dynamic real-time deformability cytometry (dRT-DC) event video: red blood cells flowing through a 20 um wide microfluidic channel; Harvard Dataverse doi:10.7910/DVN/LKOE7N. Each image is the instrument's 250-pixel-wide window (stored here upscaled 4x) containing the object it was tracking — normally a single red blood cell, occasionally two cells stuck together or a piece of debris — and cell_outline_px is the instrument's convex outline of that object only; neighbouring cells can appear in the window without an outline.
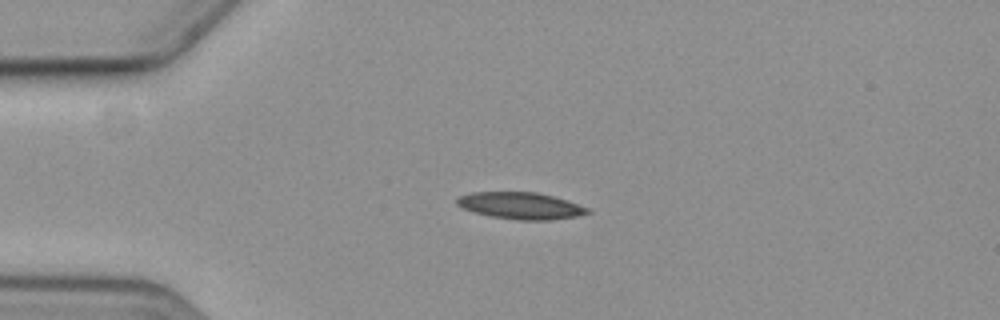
{"species": "common noctule bat (a hibernating species)", "species_latin": "Nyctalus noctula", "temperature_condition": "cold", "stored_images_in_passage": 5, "camera_frame_rate_fps": 3000, "um_per_image_px": 0.085, "animal": {"sex": "female", "body_mass_g": 19.3, "forearm_length_mm": 54.1}, "frame": {"image": 1, "passage_image": 3, "time_ms": 3.0, "image_size_px": [1000, 320], "cell_outline_px": [[592, 212], [576, 216], [552, 220], [516, 220], [492, 216], [472, 212], [460, 208], [456, 204], [456, 200], [460, 196], [472, 192], [536, 192], [552, 196], [588, 208]], "centroid_in_image_um": [44.2, 17.49], "position_along_channel_um": 40.8, "area_um2": 20.29}}
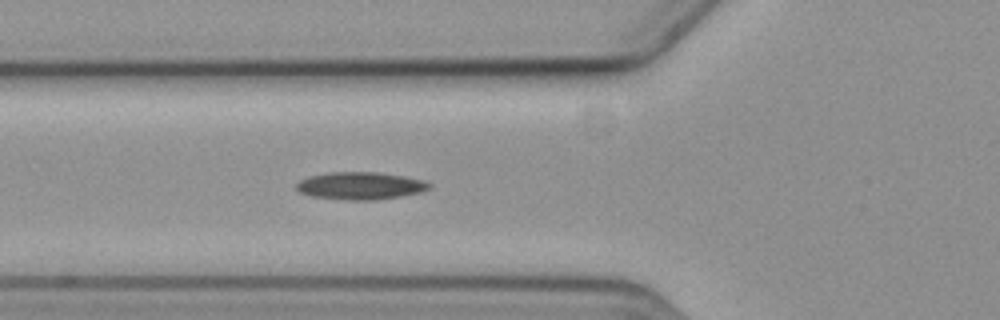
{"frame": {"image": 2, "passage_image": 5, "time_ms": 5.333, "image_size_px": [1000, 320], "cell_outline_px": [[432, 188], [420, 192], [400, 196], [376, 200], [344, 200], [312, 196], [300, 192], [296, 188], [296, 184], [300, 180], [308, 176], [328, 172], [376, 172], [404, 176], [424, 180], [432, 184]], "centroid_in_image_um": [30.64, 15.79], "position_along_channel_um": 95.2, "area_um2": 21.39}}